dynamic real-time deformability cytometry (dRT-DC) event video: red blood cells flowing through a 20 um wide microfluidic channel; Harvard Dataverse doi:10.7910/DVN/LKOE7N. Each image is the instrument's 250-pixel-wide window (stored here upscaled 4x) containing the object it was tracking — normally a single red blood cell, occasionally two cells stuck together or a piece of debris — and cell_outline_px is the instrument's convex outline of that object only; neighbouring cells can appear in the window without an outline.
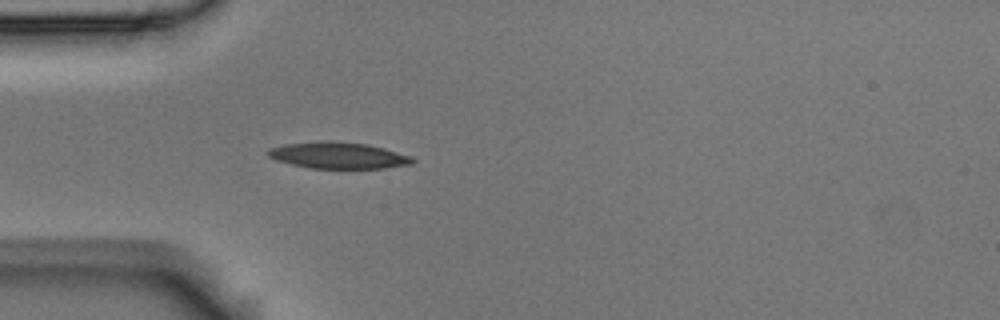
{"species": "Egyptian fruit bat (a non-hibernating species)", "species_latin": "Rousettus aegyptiacus", "temperature_condition": "room temperature", "stored_images_in_passage": 4, "camera_frame_rate_fps": 3000, "um_per_image_px": 0.085, "animal": {"sex": "male"}, "frame": {"image": 1, "passage_image": 4, "time_ms": 1.0, "image_size_px": [1000, 320], "cell_outline_px": [[416, 160], [412, 164], [384, 168], [312, 168], [292, 164], [276, 160], [268, 156], [264, 152], [268, 148], [284, 144], [316, 140], [332, 140], [368, 144], [384, 148], [412, 156]], "centroid_in_image_um": [28.72, 13.19], "position_along_channel_um": 56.3, "area_um2": 22.6}}